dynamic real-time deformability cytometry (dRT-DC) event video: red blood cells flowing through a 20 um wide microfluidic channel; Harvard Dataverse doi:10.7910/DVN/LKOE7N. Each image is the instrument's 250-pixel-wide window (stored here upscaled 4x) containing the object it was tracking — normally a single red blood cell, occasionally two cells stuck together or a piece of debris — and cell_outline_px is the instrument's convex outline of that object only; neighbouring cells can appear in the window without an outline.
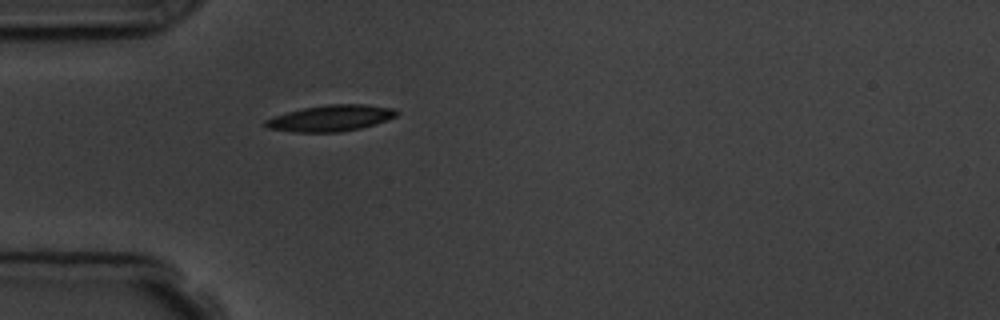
{"species": "common noctule bat (a hibernating species)", "species_latin": "Nyctalus noctula", "temperature_condition": "room temperature", "stored_images_in_passage": 1, "camera_frame_rate_fps": 3000, "um_per_image_px": 0.085, "animal": {"sex": "male", "body_mass_g": 19.5, "forearm_length_mm": 54.6}, "frame": {"image": 1, "passage_image": 1, "time_ms": 0.0, "image_size_px": [1000, 320], "cell_outline_px": [[400, 112], [396, 116], [376, 124], [360, 128], [340, 132], [292, 132], [268, 128], [264, 124], [264, 120], [288, 112], [304, 108], [328, 104], [364, 104], [396, 108]], "centroid_in_image_um": [28.16, 10.04], "position_along_channel_um": 56.8, "area_um2": 20.0}}